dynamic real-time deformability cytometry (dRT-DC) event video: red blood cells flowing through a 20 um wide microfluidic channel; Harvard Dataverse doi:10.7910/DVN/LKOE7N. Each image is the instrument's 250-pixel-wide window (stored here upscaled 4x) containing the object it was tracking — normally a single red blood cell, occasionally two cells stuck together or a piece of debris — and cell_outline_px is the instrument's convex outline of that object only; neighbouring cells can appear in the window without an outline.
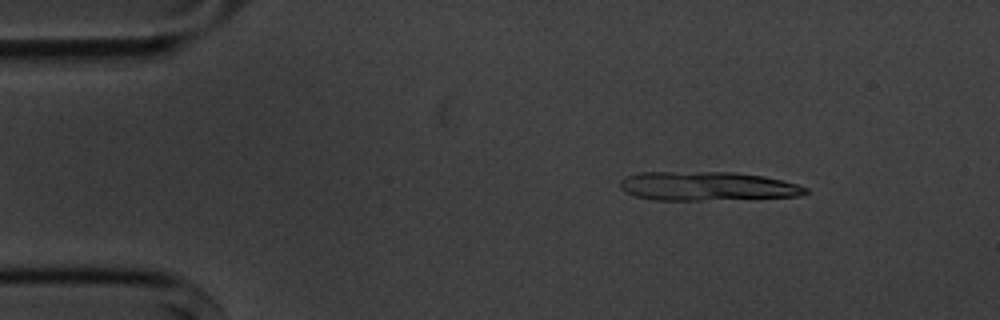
{"species": "common noctule bat (a hibernating species)", "species_latin": "Nyctalus noctula", "temperature_condition": "cold", "stored_images_in_passage": 3, "camera_frame_rate_fps": 3000, "um_per_image_px": 0.085, "animal": {"sex": "male", "body_mass_g": 20.1, "forearm_length_mm": 53.5}, "frame": {"image": 1, "passage_image": 1, "time_ms": 0.0, "image_size_px": [1000, 320], "cell_outline_px": [[808, 192], [800, 196], [700, 200], [652, 200], [636, 196], [620, 188], [620, 180], [628, 176], [640, 172], [736, 172], [764, 176], [796, 184], [808, 188]], "centroid_in_image_um": [60.1, 15.82], "position_along_channel_um": 24.9, "area_um2": 31.1}}